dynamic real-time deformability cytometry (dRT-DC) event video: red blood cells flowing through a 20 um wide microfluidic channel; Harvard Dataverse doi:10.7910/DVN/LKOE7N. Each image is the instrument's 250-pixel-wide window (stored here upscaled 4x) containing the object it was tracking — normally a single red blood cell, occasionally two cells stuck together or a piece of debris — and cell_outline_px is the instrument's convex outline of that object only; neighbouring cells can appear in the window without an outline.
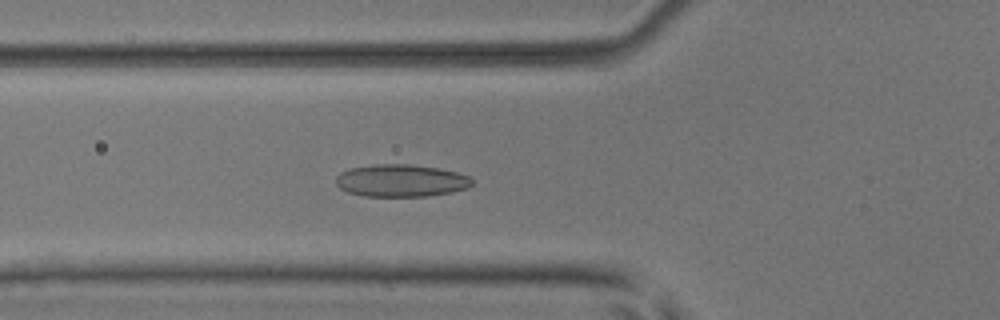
{"species": "common noctule bat (a hibernating species)", "species_latin": "Nyctalus noctula", "temperature_condition": "room temperature", "stored_images_in_passage": 47, "camera_frame_rate_fps": 3000, "um_per_image_px": 0.085, "animal": {"sex": "male", "body_mass_g": 17.9, "forearm_length_mm": 54.2}, "frame": {"image": 1, "passage_image": 12, "time_ms": 3.667, "image_size_px": [1000, 320], "cell_outline_px": [[472, 184], [468, 188], [452, 192], [428, 196], [364, 196], [348, 192], [340, 188], [336, 184], [336, 176], [340, 172], [348, 168], [376, 164], [408, 164], [436, 168], [456, 172], [468, 176], [472, 180]], "centroid_in_image_um": [34.06, 15.35], "position_along_channel_um": 91.7, "area_um2": 25.66}}
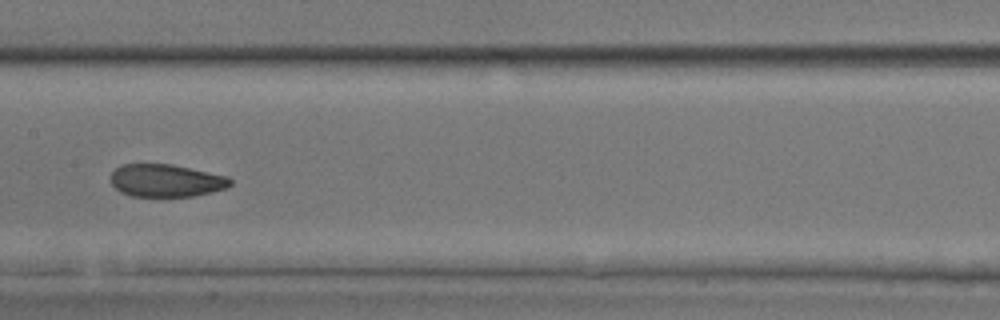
{"frame": {"image": 2, "passage_image": 20, "time_ms": 6.333, "image_size_px": [1000, 320], "cell_outline_px": [[232, 184], [228, 188], [192, 196], [132, 196], [120, 192], [112, 184], [112, 172], [116, 168], [124, 164], [172, 164], [228, 176], [232, 180]], "centroid_in_image_um": [14.15, 15.34], "position_along_channel_um": 193.3, "area_um2": 22.66}}
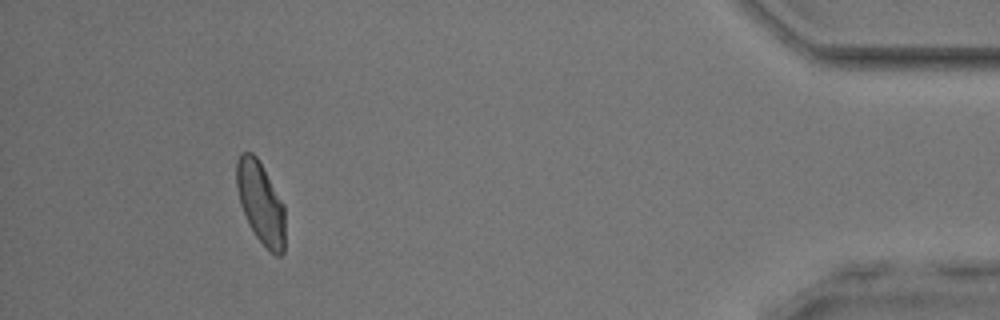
{"frame": {"image": 3, "passage_image": 42, "time_ms": 13.667, "image_size_px": [1000, 320], "cell_outline_px": [[284, 252], [280, 256], [276, 256], [256, 236], [240, 204], [236, 188], [236, 160], [240, 152], [252, 152], [256, 156], [284, 204]], "centroid_in_image_um": [22.14, 17.2], "position_along_channel_um": 413.1, "area_um2": 22.83}, "authors_computed_cell_mechanics": {"area_um2": 23.409, "velocity_mm_per_s": 3.8119, "shape_relaxation_time_tau1_ms": 6.4922, "shape_relaxation_time_tau2_ms": 1.8946, "deformation_change_tau1": 0.1287, "deformation_change_tau2": 0.0694}}